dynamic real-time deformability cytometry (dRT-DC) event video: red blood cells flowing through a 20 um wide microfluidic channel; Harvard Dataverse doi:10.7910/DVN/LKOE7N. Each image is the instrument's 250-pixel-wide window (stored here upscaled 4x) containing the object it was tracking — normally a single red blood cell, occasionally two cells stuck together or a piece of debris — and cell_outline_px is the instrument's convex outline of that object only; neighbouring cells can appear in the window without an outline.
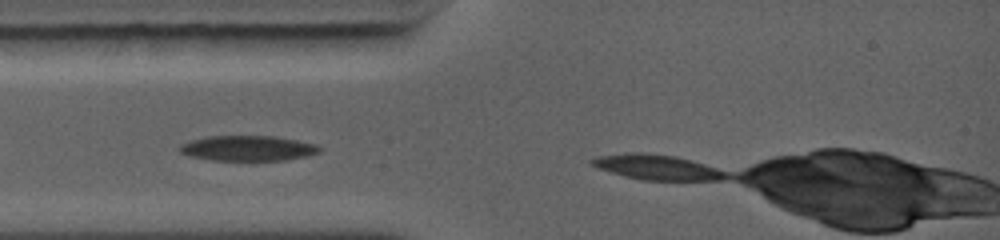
{"species": "common noctule bat (a hibernating species)", "species_latin": "Nyctalus noctula", "temperature_condition": "warm", "stored_images_in_passage": 6, "camera_frame_rate_fps": 5000, "um_per_image_px": 0.085, "animal": {"sex": "female", "body_mass_g": 19.0, "forearm_length_mm": 56.7}, "frame": {"image": 1, "passage_image": 4, "time_ms": 0.6, "image_size_px": [1000, 240], "cell_outline_px": [[320, 152], [308, 156], [284, 160], [212, 160], [188, 156], [180, 152], [180, 144], [188, 140], [208, 136], [272, 136], [296, 140], [316, 144], [320, 148]], "centroid_in_image_um": [21.03, 12.6], "position_along_channel_um": 64.0, "area_um2": 20.58}}